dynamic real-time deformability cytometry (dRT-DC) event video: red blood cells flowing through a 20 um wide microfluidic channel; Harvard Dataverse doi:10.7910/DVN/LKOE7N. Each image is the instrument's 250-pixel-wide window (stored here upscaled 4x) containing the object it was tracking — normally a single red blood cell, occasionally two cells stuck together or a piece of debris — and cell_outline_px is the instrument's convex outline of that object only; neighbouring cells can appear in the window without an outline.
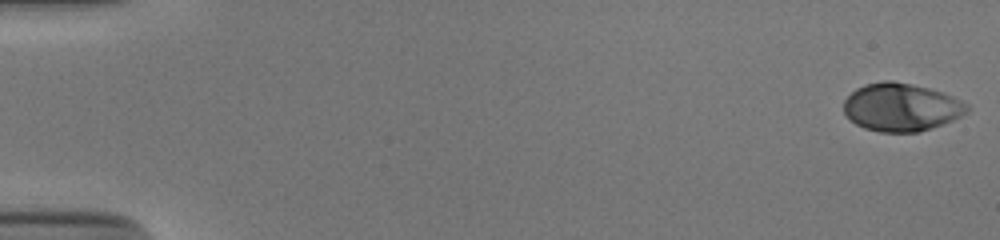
{"species": "human", "species_latin": "Homo sapiens", "temperature_condition": "cold", "stored_images_in_passage": 53, "camera_frame_rate_fps": 3000, "um_per_image_px": 0.085, "donor": {"sex": "male"}, "frame": {"image": 1, "passage_image": 1, "time_ms": 0.0, "image_size_px": [1000, 240], "cell_outline_px": [[968, 112], [952, 120], [920, 132], [880, 132], [864, 128], [856, 124], [844, 112], [844, 100], [856, 88], [864, 84], [884, 80], [892, 80], [912, 84], [928, 88], [952, 96], [968, 104]], "centroid_in_image_um": [76.59, 9.11], "position_along_channel_um": 8.4, "area_um2": 34.33}}
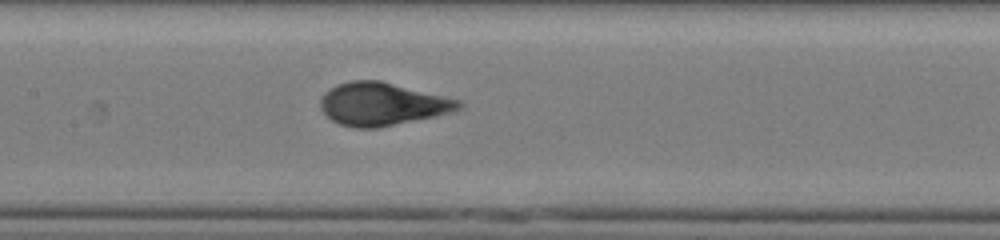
{"frame": {"image": 2, "passage_image": 27, "time_ms": 8.667, "image_size_px": [1000, 240], "cell_outline_px": [[464, 104], [460, 108], [452, 112], [376, 128], [352, 128], [340, 124], [332, 120], [320, 108], [320, 100], [324, 92], [336, 84], [352, 80], [380, 80], [464, 100]], "centroid_in_image_um": [32.5, 8.83], "position_along_channel_um": 174.9, "area_um2": 34.68}}
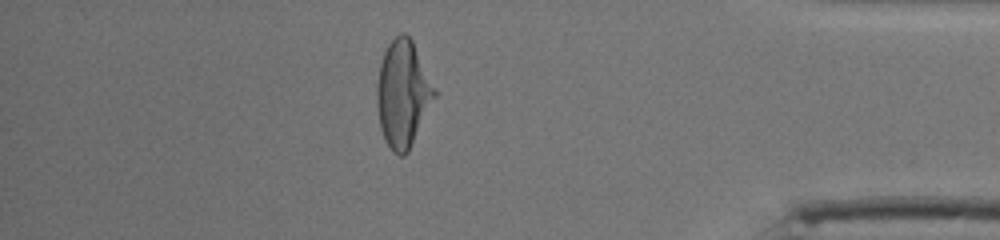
{"frame": {"image": 3, "passage_image": 47, "time_ms": 15.333, "image_size_px": [1000, 240], "cell_outline_px": [[436, 96], [408, 152], [404, 156], [400, 156], [392, 152], [384, 140], [380, 128], [376, 104], [376, 84], [380, 64], [384, 52], [388, 44], [400, 32], [404, 32], [412, 40], [436, 88]], "centroid_in_image_um": [34.23, 7.99], "position_along_channel_um": 401.0, "area_um2": 36.01}, "authors_computed_cell_mechanics": {"area_um2": 34.2754, "velocity_mm_per_s": 3.8679, "shape_relaxation_time_tau1_ms": 4.1001, "shape_relaxation_time_tau2_ms": null, "deformation_change_tau1": 0.2039, "deformation_change_tau2": null}}